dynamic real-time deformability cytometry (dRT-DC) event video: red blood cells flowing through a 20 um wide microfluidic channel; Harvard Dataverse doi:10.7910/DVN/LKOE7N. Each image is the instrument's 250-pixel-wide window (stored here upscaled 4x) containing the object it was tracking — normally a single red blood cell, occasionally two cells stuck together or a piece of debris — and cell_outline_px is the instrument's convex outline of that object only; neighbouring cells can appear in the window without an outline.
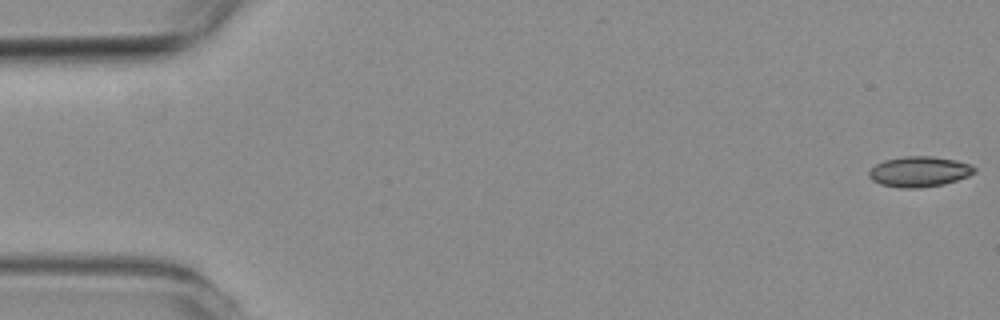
{"species": "common noctule bat (a hibernating species)", "species_latin": "Nyctalus noctula", "temperature_condition": "room temperature", "stored_images_in_passage": 10, "camera_frame_rate_fps": 3000, "um_per_image_px": 0.085, "animal": {"sex": "female", "body_mass_g": 19.3, "forearm_length_mm": 54.1}, "frame": {"image": 1, "passage_image": 1, "time_ms": 0.0, "image_size_px": [1000, 320], "cell_outline_px": [[976, 172], [968, 176], [944, 184], [920, 188], [900, 188], [880, 184], [872, 180], [868, 176], [868, 172], [876, 164], [884, 160], [904, 156], [932, 156], [956, 160], [972, 164], [976, 168]], "centroid_in_image_um": [78.15, 14.59], "position_along_channel_um": 6.9, "area_um2": 18.84}}
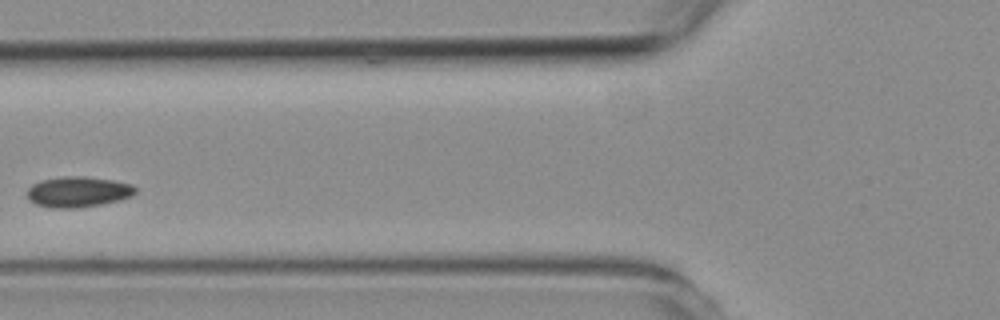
{"frame": {"image": 2, "passage_image": 7, "time_ms": 7.0, "image_size_px": [1000, 320], "cell_outline_px": [[136, 192], [132, 196], [120, 200], [100, 204], [76, 208], [52, 208], [36, 204], [28, 200], [28, 188], [32, 184], [40, 180], [60, 176], [84, 176], [112, 180], [132, 184], [136, 188]], "centroid_in_image_um": [6.62, 16.3], "position_along_channel_um": 119.2, "area_um2": 19.42}}
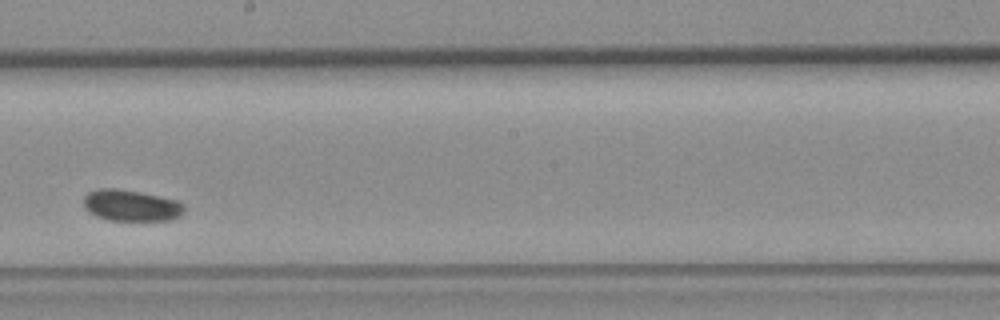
{"frame": {"image": 3, "passage_image": 10, "time_ms": 10.333, "image_size_px": [1000, 320], "cell_outline_px": [[184, 212], [180, 216], [168, 220], [108, 220], [96, 216], [84, 208], [84, 196], [88, 192], [100, 188], [116, 188], [140, 192], [180, 200], [184, 204]], "centroid_in_image_um": [11.16, 17.46], "position_along_channel_um": 237.0, "area_um2": 18.5}}